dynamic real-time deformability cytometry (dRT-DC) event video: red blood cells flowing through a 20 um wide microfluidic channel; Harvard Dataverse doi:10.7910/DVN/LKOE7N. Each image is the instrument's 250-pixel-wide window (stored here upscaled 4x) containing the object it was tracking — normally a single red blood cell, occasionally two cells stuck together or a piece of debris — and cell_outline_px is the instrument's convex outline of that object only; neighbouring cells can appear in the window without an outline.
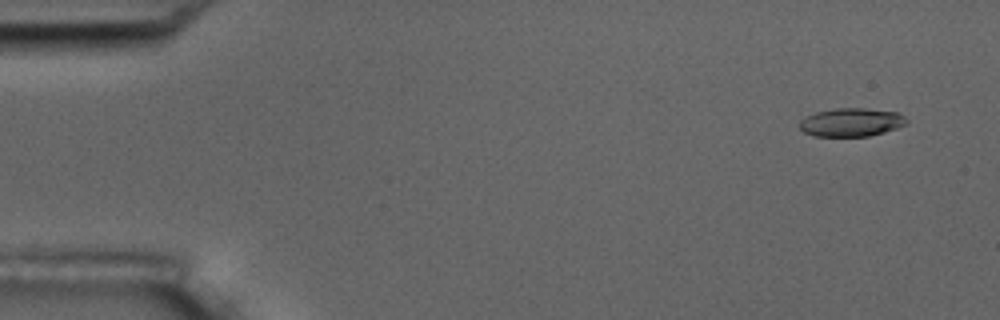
{"species": "common noctule bat (a hibernating species)", "species_latin": "Nyctalus noctula", "temperature_condition": "room temperature", "stored_images_in_passage": 5, "camera_frame_rate_fps": 3000, "um_per_image_px": 0.085, "animal": {"sex": "male", "body_mass_g": 17.5, "forearm_length_mm": 52.3}, "frame": {"image": 1, "passage_image": 2, "time_ms": 1.0, "image_size_px": [1000, 320], "cell_outline_px": [[908, 124], [884, 132], [868, 136], [816, 136], [804, 132], [800, 128], [800, 120], [816, 112], [836, 108], [864, 108], [896, 112], [904, 116], [908, 120]], "centroid_in_image_um": [72.38, 10.39], "position_along_channel_um": 12.6, "area_um2": 17.57}}
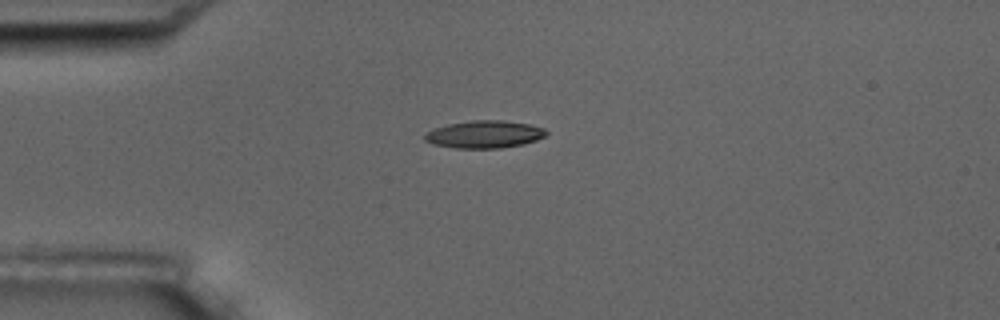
{"frame": {"image": 2, "passage_image": 5, "time_ms": 4.667, "image_size_px": [1000, 320], "cell_outline_px": [[548, 132], [544, 136], [536, 140], [524, 144], [500, 148], [456, 148], [432, 144], [424, 140], [424, 136], [428, 132], [436, 128], [448, 124], [472, 120], [504, 120], [528, 124], [544, 128]], "centroid_in_image_um": [41.19, 11.42], "position_along_channel_um": 43.8, "area_um2": 19.36}}